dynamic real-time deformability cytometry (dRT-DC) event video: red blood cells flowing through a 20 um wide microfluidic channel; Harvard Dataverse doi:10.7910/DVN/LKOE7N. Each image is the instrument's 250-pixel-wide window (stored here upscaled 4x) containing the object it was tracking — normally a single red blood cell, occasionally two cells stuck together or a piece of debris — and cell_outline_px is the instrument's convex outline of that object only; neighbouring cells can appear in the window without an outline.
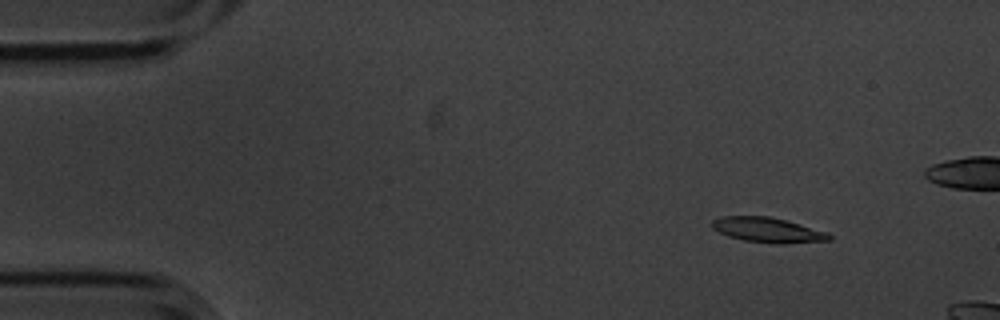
{"species": "common noctule bat (a hibernating species)", "species_latin": "Nyctalus noctula", "temperature_condition": "cold", "stored_images_in_passage": 4, "camera_frame_rate_fps": 3000, "um_per_image_px": 0.085, "animal": {"sex": "male", "body_mass_g": 20.1, "forearm_length_mm": 53.5}, "frame": {"image": 1, "passage_image": 2, "time_ms": 0.333, "image_size_px": [1000, 320], "cell_outline_px": [[832, 240], [784, 244], [776, 244], [744, 240], [728, 236], [712, 228], [712, 220], [724, 216], [768, 216], [788, 220], [828, 232], [832, 236]], "centroid_in_image_um": [65.31, 19.55], "position_along_channel_um": 19.7, "area_um2": 17.17}}